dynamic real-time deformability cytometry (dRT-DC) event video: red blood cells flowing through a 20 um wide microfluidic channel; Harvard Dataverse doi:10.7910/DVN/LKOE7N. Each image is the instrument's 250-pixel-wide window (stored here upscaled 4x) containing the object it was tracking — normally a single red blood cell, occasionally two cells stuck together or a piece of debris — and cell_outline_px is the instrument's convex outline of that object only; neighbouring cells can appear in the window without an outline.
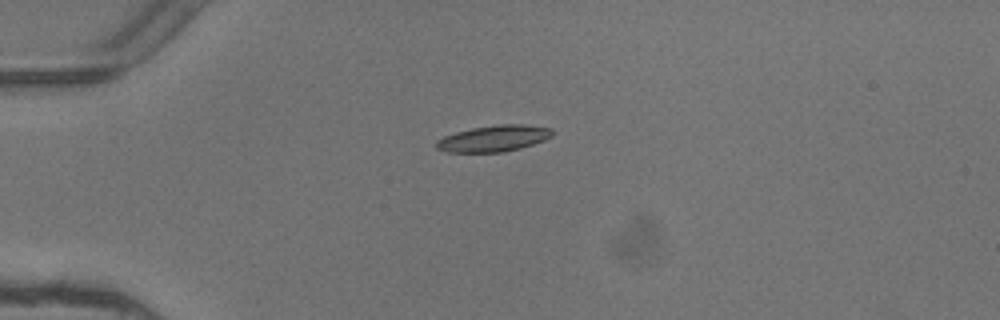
{"species": "common noctule bat (a hibernating species)", "species_latin": "Nyctalus noctula", "temperature_condition": "warm", "stored_images_in_passage": 2, "camera_frame_rate_fps": 3000, "um_per_image_px": 0.085, "animal": {"sex": "female"}, "frame": {"image": 1, "passage_image": 1, "time_ms": 0.0, "image_size_px": [1000, 320], "cell_outline_px": [[552, 136], [544, 140], [520, 148], [504, 152], [448, 152], [436, 148], [436, 140], [444, 136], [456, 132], [472, 128], [500, 124], [524, 124], [552, 128]], "centroid_in_image_um": [41.96, 11.76], "position_along_channel_um": 43.0, "area_um2": 17.69}}